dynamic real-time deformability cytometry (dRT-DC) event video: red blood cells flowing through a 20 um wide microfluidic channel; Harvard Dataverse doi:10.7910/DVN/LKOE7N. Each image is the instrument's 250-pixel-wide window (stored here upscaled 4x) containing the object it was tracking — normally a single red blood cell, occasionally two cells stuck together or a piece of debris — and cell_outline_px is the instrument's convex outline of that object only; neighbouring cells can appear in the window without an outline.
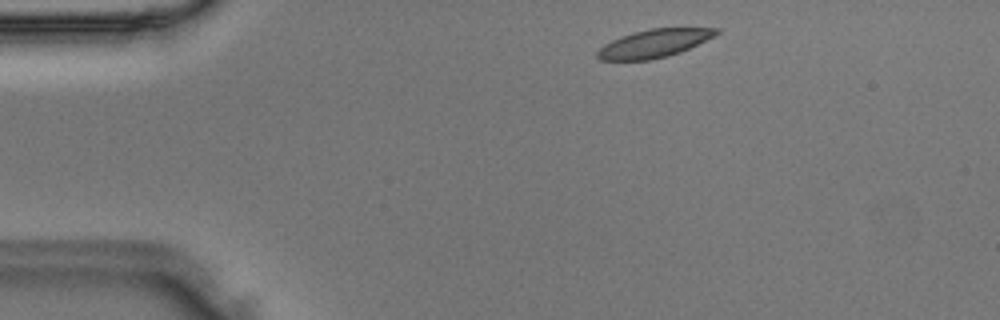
{"species": "Egyptian fruit bat (a non-hibernating species)", "species_latin": "Rousettus aegyptiacus", "temperature_condition": "room temperature", "stored_images_in_passage": 42, "camera_frame_rate_fps": 3000, "um_per_image_px": 0.085, "animal": {"sex": "male"}, "frame": {"image": 1, "passage_image": 2, "time_ms": 0.333, "image_size_px": [1000, 320], "cell_outline_px": [[720, 32], [680, 52], [668, 56], [648, 60], [600, 60], [596, 56], [596, 52], [604, 44], [620, 36], [632, 32], [652, 28], [720, 28]], "centroid_in_image_um": [55.54, 3.69], "position_along_channel_um": 29.5, "area_um2": 19.25}}
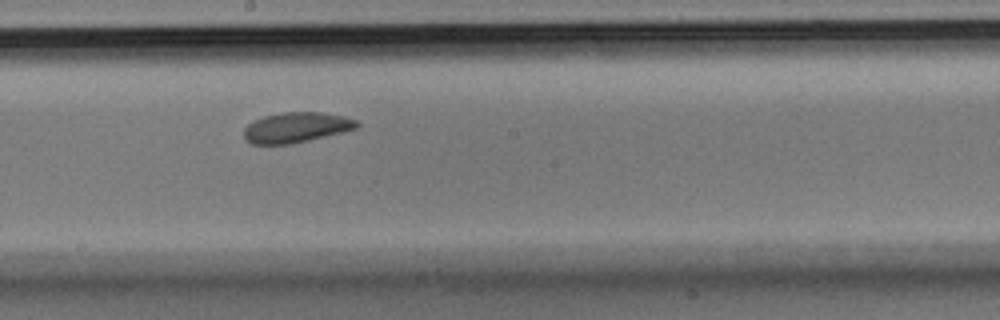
{"frame": {"image": 2, "passage_image": 20, "time_ms": 6.333, "image_size_px": [1000, 320], "cell_outline_px": [[360, 124], [356, 128], [292, 144], [252, 144], [244, 140], [244, 128], [252, 120], [264, 116], [284, 112], [320, 112], [344, 116], [356, 120]], "centroid_in_image_um": [25.13, 10.83], "position_along_channel_um": 223.1, "area_um2": 19.83}}
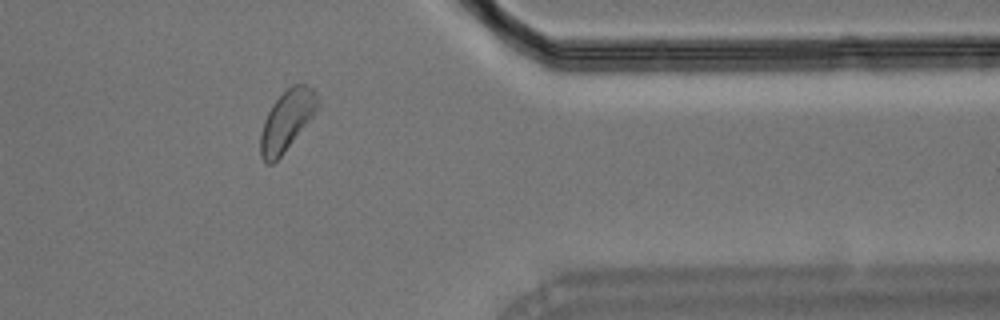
{"frame": {"image": 3, "passage_image": 33, "time_ms": 10.667, "image_size_px": [1000, 320], "cell_outline_px": [[320, 108], [284, 152], [272, 164], [264, 164], [260, 156], [260, 132], [264, 120], [272, 104], [292, 84], [308, 84], [320, 96]], "centroid_in_image_um": [24.41, 10.23], "position_along_channel_um": 387.0, "area_um2": 20.4}}